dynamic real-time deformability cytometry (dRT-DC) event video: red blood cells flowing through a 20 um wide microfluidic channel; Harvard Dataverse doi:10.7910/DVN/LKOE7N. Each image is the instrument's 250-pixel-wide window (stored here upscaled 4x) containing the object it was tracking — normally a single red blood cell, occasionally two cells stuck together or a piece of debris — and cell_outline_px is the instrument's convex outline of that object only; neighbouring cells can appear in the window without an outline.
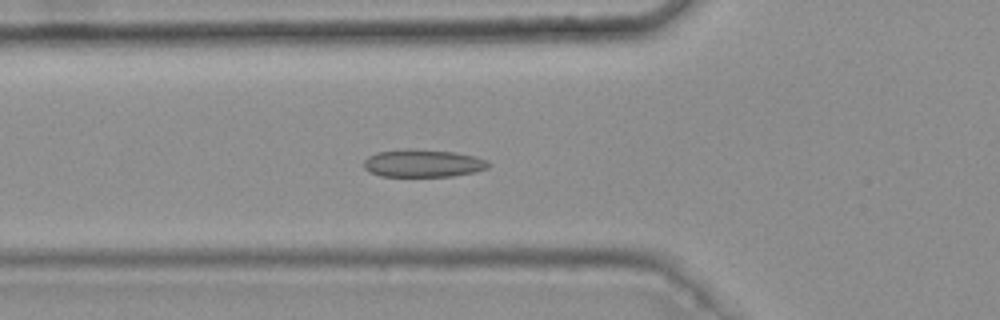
{"species": "common noctule bat (a hibernating species)", "species_latin": "Nyctalus noctula", "temperature_condition": "warm", "stored_images_in_passage": 45, "camera_frame_rate_fps": 3000, "um_per_image_px": 0.085, "animal": {"sex": "female", "body_mass_g": 25.1}, "frame": {"image": 1, "passage_image": 18, "time_ms": 5.667, "image_size_px": [1000, 320], "cell_outline_px": [[492, 164], [488, 168], [476, 172], [452, 176], [380, 176], [364, 168], [364, 160], [368, 156], [376, 152], [404, 148], [412, 148], [456, 152], [488, 160]], "centroid_in_image_um": [35.97, 13.86], "position_along_channel_um": 89.8, "area_um2": 20.35}}
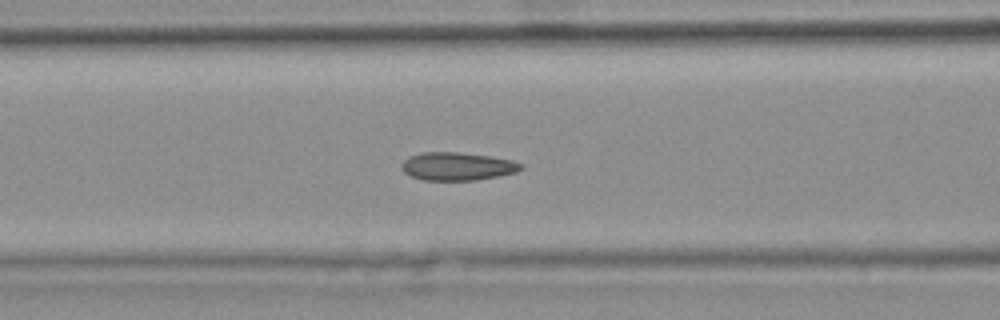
{"frame": {"image": 2, "passage_image": 21, "time_ms": 6.667, "image_size_px": [1000, 320], "cell_outline_px": [[524, 168], [516, 172], [500, 176], [476, 180], [424, 180], [412, 176], [404, 172], [400, 168], [400, 164], [408, 156], [424, 152], [460, 152], [488, 156], [512, 160], [524, 164]], "centroid_in_image_um": [38.88, 14.14], "position_along_channel_um": 127.7, "area_um2": 19.65}}
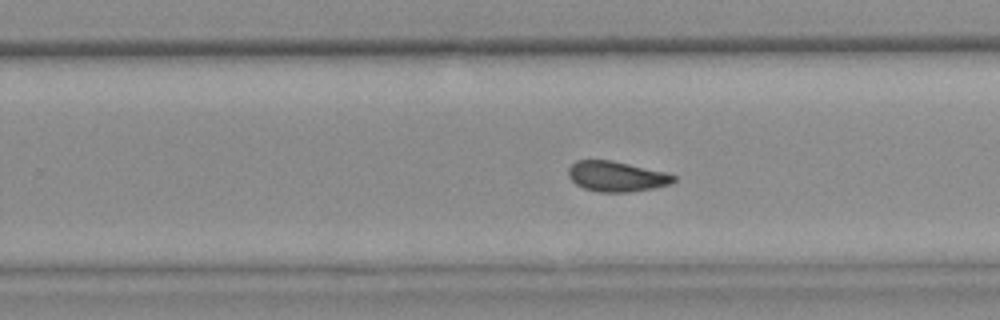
{"frame": {"image": 3, "passage_image": 33, "time_ms": 10.667, "image_size_px": [1000, 320], "cell_outline_px": [[676, 180], [672, 184], [652, 188], [628, 192], [600, 192], [584, 188], [576, 184], [568, 176], [568, 168], [576, 160], [612, 160], [668, 172], [676, 176]], "centroid_in_image_um": [52.43, 14.98], "position_along_channel_um": 277.4, "area_um2": 18.73}, "authors_computed_cell_mechanics": {"area_um2": 19.4786, "velocity_mm_per_s": 3.751, "shape_relaxation_time_tau1_ms": null, "shape_relaxation_time_tau2_ms": 1.8214, "deformation_change_tau1": null, "deformation_change_tau2": 0.0601}}